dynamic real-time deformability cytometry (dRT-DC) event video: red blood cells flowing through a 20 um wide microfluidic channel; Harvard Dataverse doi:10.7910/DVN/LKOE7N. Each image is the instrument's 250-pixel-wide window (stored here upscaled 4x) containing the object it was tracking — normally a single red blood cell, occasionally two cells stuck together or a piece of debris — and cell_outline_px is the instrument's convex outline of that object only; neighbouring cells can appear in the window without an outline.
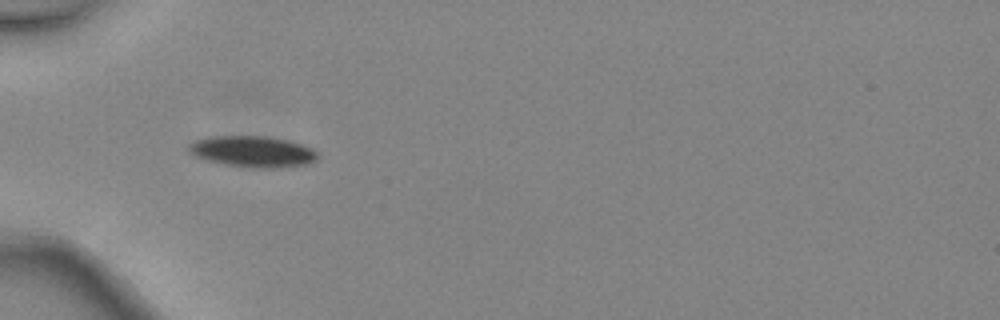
{"species": "common noctule bat (a hibernating species)", "species_latin": "Nyctalus noctula", "temperature_condition": "warm", "stored_images_in_passage": 2, "camera_frame_rate_fps": 3000, "um_per_image_px": 0.085, "animal": {"sex": "female", "body_mass_g": 24.6, "forearm_length_mm": 56.2}, "frame": {"image": 1, "passage_image": 1, "time_ms": 0.0, "image_size_px": [1000, 320], "cell_outline_px": [[316, 160], [308, 164], [288, 168], [252, 168], [224, 164], [208, 160], [196, 156], [188, 148], [188, 144], [196, 140], [212, 136], [264, 136], [288, 140], [312, 148], [316, 152]], "centroid_in_image_um": [21.51, 12.89], "position_along_channel_um": 63.5, "area_um2": 23.35}}
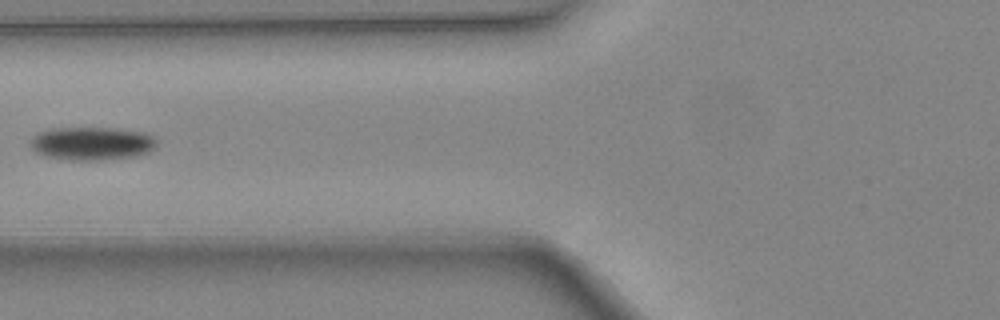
{"frame": {"image": 2, "passage_image": 2, "time_ms": 0.333, "image_size_px": [1000, 320], "cell_outline_px": [[156, 148], [148, 152], [136, 156], [104, 160], [72, 160], [44, 156], [36, 152], [28, 144], [36, 132], [56, 128], [112, 128], [148, 132], [156, 140]], "centroid_in_image_um": [7.81, 12.19], "position_along_channel_um": 118.0, "area_um2": 24.74}}